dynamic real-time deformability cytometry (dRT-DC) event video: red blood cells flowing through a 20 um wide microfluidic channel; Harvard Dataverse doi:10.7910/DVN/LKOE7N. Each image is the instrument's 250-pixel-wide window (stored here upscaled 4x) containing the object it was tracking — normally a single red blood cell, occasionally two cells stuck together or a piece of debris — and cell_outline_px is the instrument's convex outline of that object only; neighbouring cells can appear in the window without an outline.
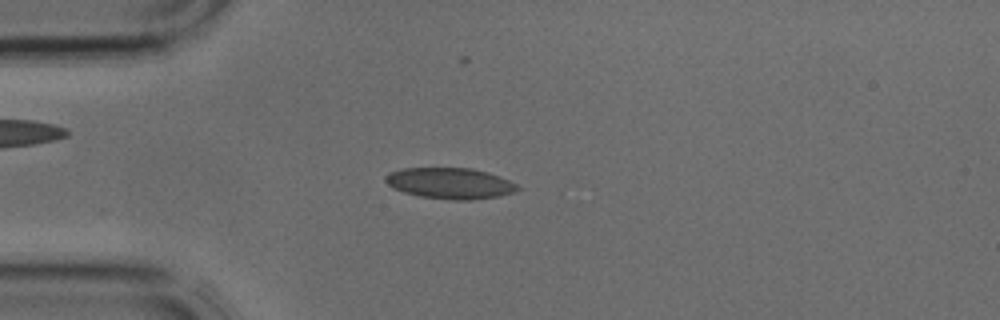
{"species": "common noctule bat (a hibernating species)", "species_latin": "Nyctalus noctula", "temperature_condition": "cold", "stored_images_in_passage": 32, "camera_frame_rate_fps": 3000, "um_per_image_px": 0.085, "animal": {"sex": "male", "body_mass_g": 17.9, "forearm_length_mm": 54.2}, "frame": {"image": 1, "passage_image": 2, "time_ms": 0.333, "image_size_px": [1000, 320], "cell_outline_px": [[520, 188], [512, 192], [500, 196], [472, 200], [452, 200], [420, 196], [404, 192], [388, 184], [384, 180], [384, 176], [388, 172], [404, 168], [472, 168], [488, 172], [500, 176], [516, 184]], "centroid_in_image_um": [38.25, 15.57], "position_along_channel_um": 46.7, "area_um2": 23.81}}
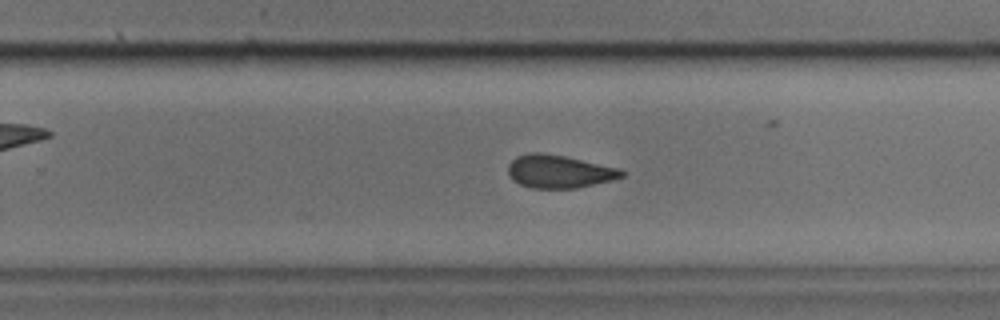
{"frame": {"image": 2, "passage_image": 17, "time_ms": 5.333, "image_size_px": [1000, 320], "cell_outline_px": [[628, 172], [624, 176], [612, 180], [576, 188], [532, 188], [520, 184], [512, 180], [508, 172], [508, 164], [516, 156], [532, 152], [540, 152], [564, 156], [620, 168]], "centroid_in_image_um": [47.54, 14.57], "position_along_channel_um": 282.3, "area_um2": 21.91}}
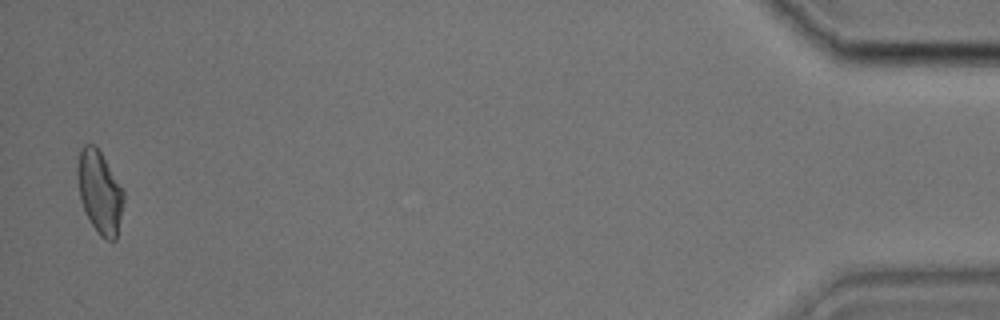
{"frame": {"image": 3, "passage_image": 31, "time_ms": 10.0, "image_size_px": [1000, 320], "cell_outline_px": [[124, 200], [116, 240], [104, 240], [100, 236], [92, 224], [80, 200], [76, 172], [76, 168], [80, 148], [84, 144], [92, 144], [100, 152], [124, 192]], "centroid_in_image_um": [8.45, 16.33], "position_along_channel_um": 426.7, "area_um2": 21.96}}